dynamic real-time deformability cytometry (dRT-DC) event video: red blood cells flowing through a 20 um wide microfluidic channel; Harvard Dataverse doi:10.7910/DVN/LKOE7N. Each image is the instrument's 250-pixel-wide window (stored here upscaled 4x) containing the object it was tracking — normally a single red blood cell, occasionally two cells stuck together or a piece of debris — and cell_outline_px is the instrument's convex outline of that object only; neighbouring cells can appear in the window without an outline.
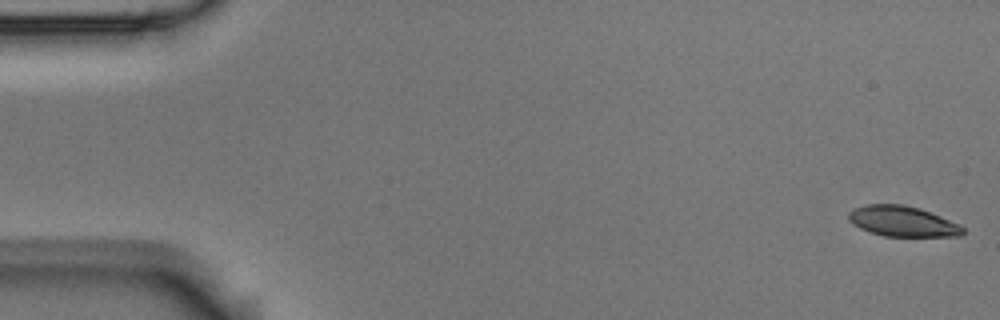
{"species": "Egyptian fruit bat (a non-hibernating species)", "species_latin": "Rousettus aegyptiacus", "temperature_condition": "room temperature", "stored_images_in_passage": 6, "camera_frame_rate_fps": 3000, "um_per_image_px": 0.085, "animal": {"sex": "male"}, "frame": {"image": 1, "passage_image": 1, "time_ms": 0.0, "image_size_px": [1000, 320], "cell_outline_px": [[964, 232], [960, 236], [884, 236], [868, 232], [852, 224], [848, 220], [848, 212], [852, 208], [864, 204], [900, 204], [920, 208], [940, 216], [964, 228]], "centroid_in_image_um": [76.63, 18.8], "position_along_channel_um": 8.4, "area_um2": 20.29}}
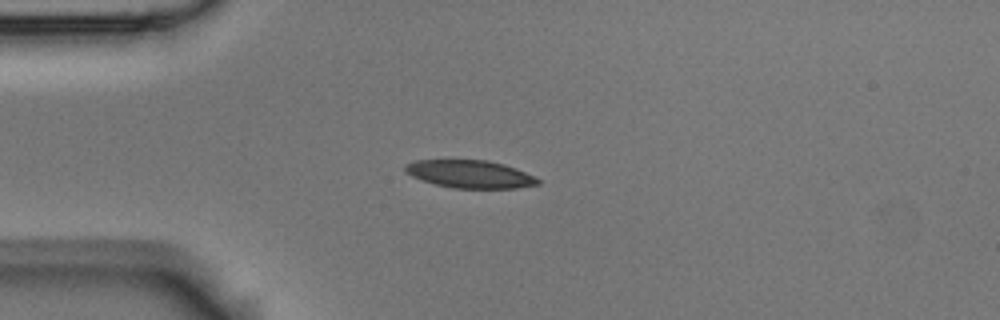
{"frame": {"image": 2, "passage_image": 4, "time_ms": 1.0, "image_size_px": [1000, 320], "cell_outline_px": [[540, 184], [516, 188], [452, 188], [436, 184], [412, 176], [404, 172], [404, 164], [416, 160], [488, 160], [504, 164], [516, 168], [536, 176], [540, 180]], "centroid_in_image_um": [39.97, 14.79], "position_along_channel_um": 45.0, "area_um2": 21.56}}
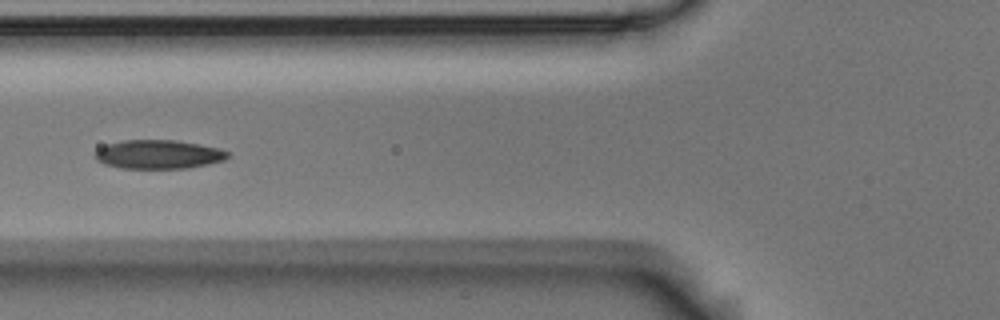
{"frame": {"image": 3, "passage_image": 6, "time_ms": 1.667, "image_size_px": [1000, 320], "cell_outline_px": [[228, 156], [224, 160], [208, 164], [188, 168], [120, 168], [104, 164], [96, 160], [96, 152], [100, 148], [108, 144], [124, 140], [176, 140], [200, 144], [220, 148], [228, 152]], "centroid_in_image_um": [13.49, 13.12], "position_along_channel_um": 112.3, "area_um2": 22.2}}